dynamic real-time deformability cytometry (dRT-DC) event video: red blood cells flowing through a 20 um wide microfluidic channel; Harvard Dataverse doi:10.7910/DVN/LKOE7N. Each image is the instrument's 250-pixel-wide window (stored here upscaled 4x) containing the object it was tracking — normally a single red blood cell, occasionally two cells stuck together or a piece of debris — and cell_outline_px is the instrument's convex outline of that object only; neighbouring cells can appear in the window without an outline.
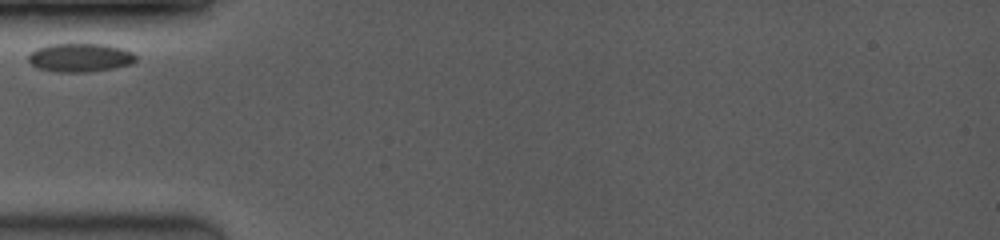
{"species": "common noctule bat (a hibernating species)", "species_latin": "Nyctalus noctula", "temperature_condition": "room temperature", "stored_images_in_passage": 24, "camera_frame_rate_fps": 3500, "um_per_image_px": 0.085, "animal": {"sex": "female", "body_mass_g": 19.0, "forearm_length_mm": 53.3}, "frame": {"image": 1, "passage_image": 1, "time_ms": 0.0, "image_size_px": [1000, 240], "cell_outline_px": [[136, 60], [132, 64], [92, 72], [52, 72], [36, 68], [28, 60], [28, 52], [36, 48], [48, 44], [104, 44], [120, 48], [132, 52], [136, 56]], "centroid_in_image_um": [6.76, 4.9], "position_along_channel_um": 78.2, "area_um2": 18.15}}
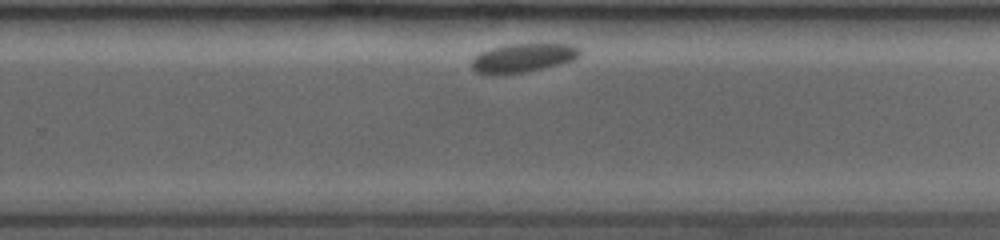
{"frame": {"image": 2, "passage_image": 15, "time_ms": 6.0, "image_size_px": [1000, 240], "cell_outline_px": [[580, 56], [572, 60], [560, 64], [524, 72], [476, 72], [472, 68], [472, 60], [480, 52], [492, 48], [508, 44], [572, 44], [580, 48]], "centroid_in_image_um": [44.52, 4.88], "position_along_channel_um": 285.3, "area_um2": 17.51}}
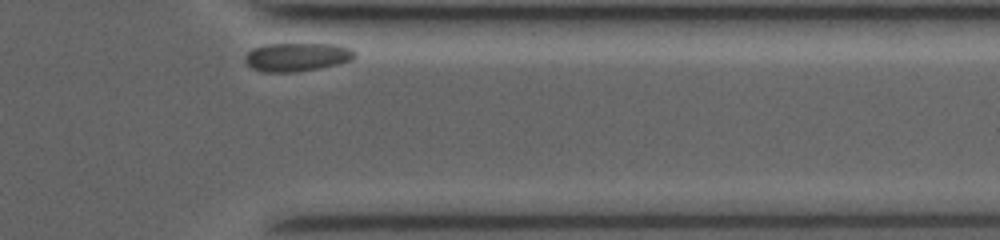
{"frame": {"image": 3, "passage_image": 24, "time_ms": 8.857, "image_size_px": [1000, 240], "cell_outline_px": [[356, 56], [352, 60], [340, 64], [320, 68], [292, 72], [264, 72], [252, 68], [244, 60], [244, 56], [252, 48], [264, 44], [336, 44], [352, 48], [356, 52]], "centroid_in_image_um": [25.27, 4.84], "position_along_channel_um": 386.1, "area_um2": 18.44}}